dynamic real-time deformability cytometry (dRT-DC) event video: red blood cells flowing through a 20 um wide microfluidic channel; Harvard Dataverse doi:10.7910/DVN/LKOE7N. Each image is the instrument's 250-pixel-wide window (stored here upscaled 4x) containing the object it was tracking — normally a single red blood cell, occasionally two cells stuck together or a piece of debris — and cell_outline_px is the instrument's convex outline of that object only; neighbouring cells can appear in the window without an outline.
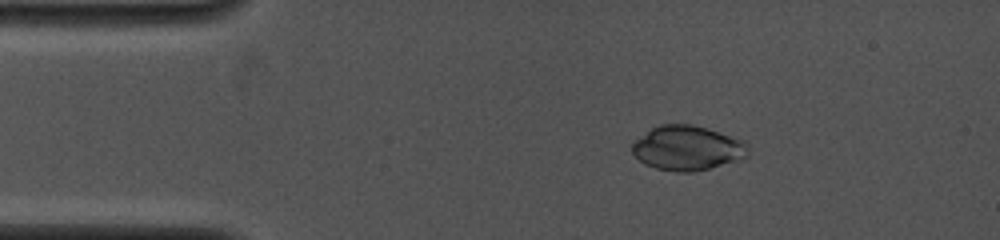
{"species": "common noctule bat (a hibernating species)", "species_latin": "Nyctalus noctula", "temperature_condition": "cold", "stored_images_in_passage": 11, "camera_frame_rate_fps": 4000, "um_per_image_px": 0.085, "animal": {"sex": "female", "body_mass_g": 19.0, "forearm_length_mm": 53.3}, "frame": {"image": 1, "passage_image": 7, "time_ms": 1.75, "image_size_px": [1000, 240], "cell_outline_px": [[748, 156], [744, 160], [692, 172], [676, 172], [656, 168], [644, 164], [632, 152], [632, 144], [636, 140], [652, 128], [660, 124], [692, 124], [744, 140], [748, 144]], "centroid_in_image_um": [58.47, 12.6], "position_along_channel_um": 26.5, "area_um2": 30.23}}
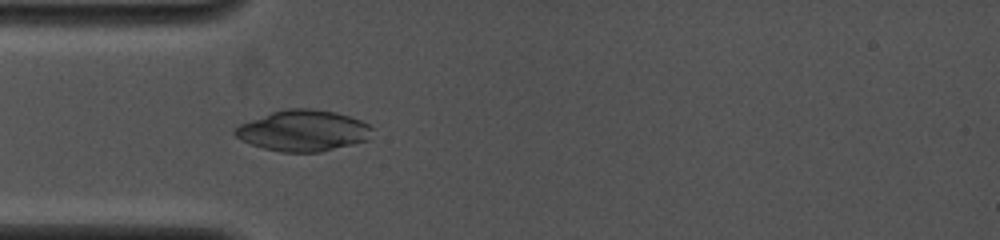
{"frame": {"image": 2, "passage_image": 11, "time_ms": 3.75, "image_size_px": [1000, 240], "cell_outline_px": [[372, 128], [368, 140], [320, 152], [280, 152], [264, 148], [252, 144], [236, 136], [232, 132], [240, 124], [272, 112], [288, 108], [308, 108], [336, 112], [360, 120], [368, 124]], "centroid_in_image_um": [25.78, 11.1], "position_along_channel_um": 59.2, "area_um2": 32.43}}